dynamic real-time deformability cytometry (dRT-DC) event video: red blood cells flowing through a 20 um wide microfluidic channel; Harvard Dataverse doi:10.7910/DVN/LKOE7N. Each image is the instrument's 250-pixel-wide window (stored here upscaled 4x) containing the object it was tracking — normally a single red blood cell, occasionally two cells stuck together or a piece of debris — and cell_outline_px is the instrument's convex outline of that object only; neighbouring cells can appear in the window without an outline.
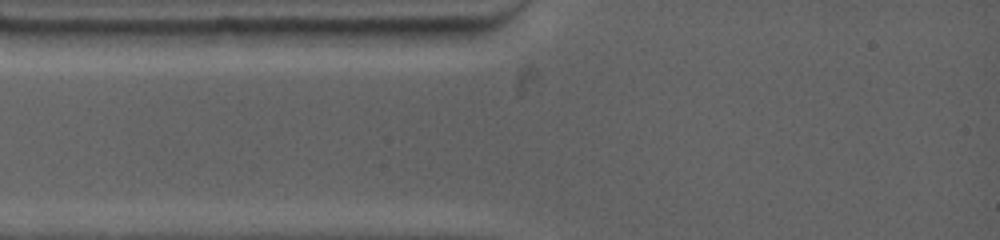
{"species": "common noctule bat (a hibernating species)", "species_latin": "Nyctalus noctula", "temperature_condition": "warm", "stored_images_in_passage": 3, "camera_frame_rate_fps": 4500, "um_per_image_px": 0.085, "animal": {"sex": "female", "body_mass_g": 19.0, "forearm_length_mm": 53.3}, "frame": {"image": 1, "passage_image": 1, "time_ms": 0.0, "image_size_px": [1000, 240], "cell_outline_px": [[472, 36], [464, 44], [364, 48], [308, 44], [300, 28], [472, 28]], "centroid_in_image_um": [32.82, 3.13], "position_along_channel_um": 52.2, "area_um2": 21.44}}